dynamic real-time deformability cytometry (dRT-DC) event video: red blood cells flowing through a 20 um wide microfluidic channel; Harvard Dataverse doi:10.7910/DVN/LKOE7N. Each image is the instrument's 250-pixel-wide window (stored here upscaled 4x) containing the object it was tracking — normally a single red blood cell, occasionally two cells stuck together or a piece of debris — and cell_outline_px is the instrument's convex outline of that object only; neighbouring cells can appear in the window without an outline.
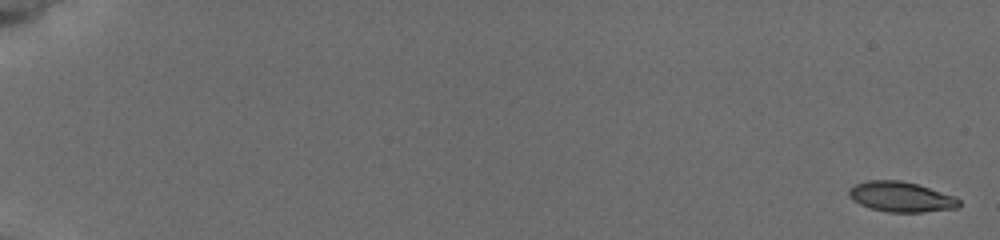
{"species": "common noctule bat (a hibernating species)", "species_latin": "Nyctalus noctula", "temperature_condition": "cold", "stored_images_in_passage": 16, "camera_frame_rate_fps": 3000, "um_per_image_px": 0.085, "animal": {"sex": "female", "body_mass_g": 19.5, "forearm_length_mm": 54.1}, "frame": {"image": 1, "passage_image": 1, "time_ms": 0.0, "image_size_px": [1000, 240], "cell_outline_px": [[960, 204], [956, 208], [924, 212], [888, 212], [872, 208], [860, 204], [852, 200], [848, 196], [848, 188], [856, 184], [868, 180], [900, 180], [916, 184], [956, 196], [960, 200]], "centroid_in_image_um": [76.58, 16.73], "position_along_channel_um": 8.4, "area_um2": 19.36}}
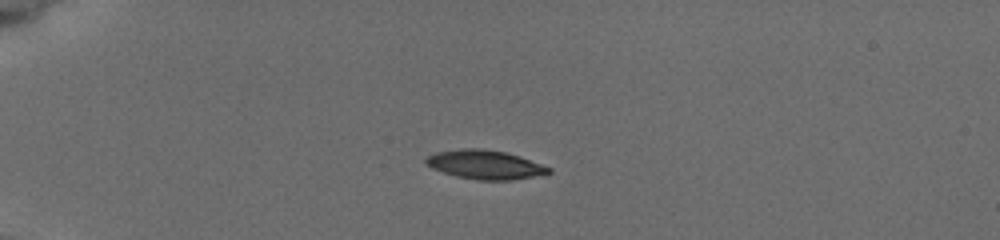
{"frame": {"image": 2, "passage_image": 10, "time_ms": 5.0, "image_size_px": [1000, 240], "cell_outline_px": [[552, 172], [512, 180], [480, 180], [456, 176], [432, 168], [424, 160], [428, 156], [436, 152], [460, 148], [480, 148], [504, 152], [520, 156], [552, 168]], "centroid_in_image_um": [41.23, 13.98], "position_along_channel_um": 43.8, "area_um2": 20.52}}
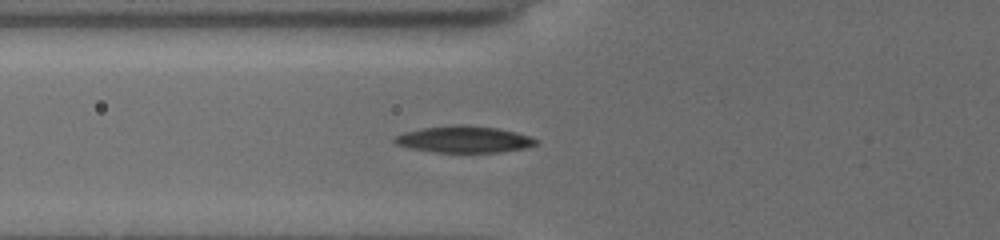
{"frame": {"image": 3, "passage_image": 16, "time_ms": 7.333, "image_size_px": [1000, 240], "cell_outline_px": [[536, 144], [524, 148], [500, 152], [436, 152], [412, 148], [396, 144], [392, 140], [396, 136], [404, 132], [424, 128], [456, 124], [464, 124], [496, 128], [516, 132], [528, 136], [536, 140]], "centroid_in_image_um": [39.42, 11.84], "position_along_channel_um": 86.4, "area_um2": 21.62}}